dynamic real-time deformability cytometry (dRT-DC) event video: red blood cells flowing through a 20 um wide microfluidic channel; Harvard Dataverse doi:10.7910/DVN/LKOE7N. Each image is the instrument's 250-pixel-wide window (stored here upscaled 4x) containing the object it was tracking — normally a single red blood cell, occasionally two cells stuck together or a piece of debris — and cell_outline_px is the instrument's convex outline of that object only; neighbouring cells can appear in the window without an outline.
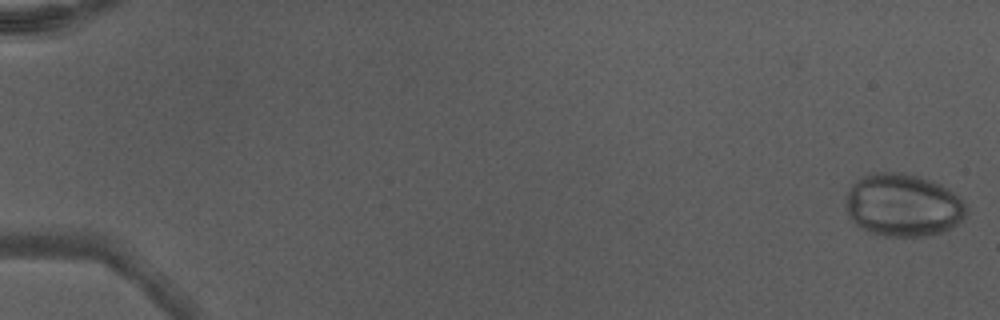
{"species": "Egyptian fruit bat (a non-hibernating species)", "species_latin": "Rousettus aegyptiacus", "temperature_condition": "warm", "stored_images_in_passage": 49, "camera_frame_rate_fps": 3000, "um_per_image_px": 0.085, "animal": {"sex": "male"}, "frame": {"image": 1, "passage_image": 1, "time_ms": 0.0, "image_size_px": [1000, 320], "cell_outline_px": [[968, 212], [956, 224], [944, 232], [928, 236], [884, 236], [868, 232], [860, 228], [848, 216], [844, 204], [848, 188], [856, 180], [872, 172], [904, 172], [940, 184], [964, 200], [968, 208]], "centroid_in_image_um": [76.72, 17.45], "position_along_channel_um": 8.3, "area_um2": 44.51}}